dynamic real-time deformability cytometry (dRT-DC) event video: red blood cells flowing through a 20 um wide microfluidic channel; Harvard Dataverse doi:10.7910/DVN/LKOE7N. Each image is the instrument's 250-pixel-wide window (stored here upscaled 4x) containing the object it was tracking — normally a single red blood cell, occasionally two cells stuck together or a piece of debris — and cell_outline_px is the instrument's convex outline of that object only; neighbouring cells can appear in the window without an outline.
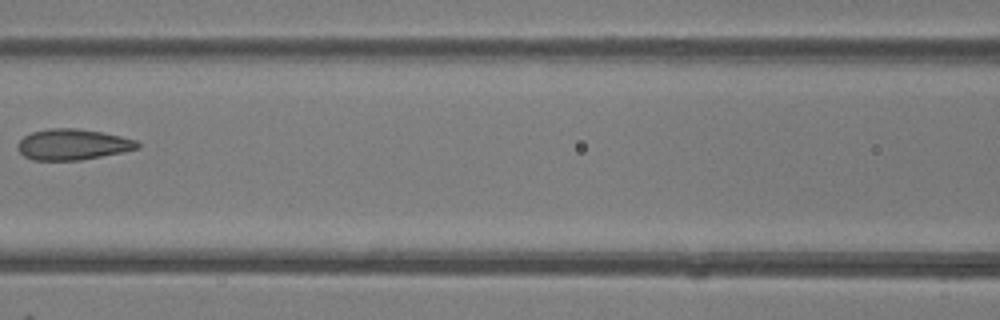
{"species": "common noctule bat (a hibernating species)", "species_latin": "Nyctalus noctula", "temperature_condition": "room temperature", "stored_images_in_passage": 7, "camera_frame_rate_fps": 3000, "um_per_image_px": 0.085, "animal": {"sex": "female"}, "frame": {"image": 1, "passage_image": 6, "time_ms": 6.667, "image_size_px": [1000, 320], "cell_outline_px": [[140, 148], [80, 160], [32, 160], [24, 156], [16, 148], [16, 144], [24, 136], [32, 132], [48, 128], [76, 128], [104, 132], [136, 140], [140, 144]], "centroid_in_image_um": [6.15, 12.27], "position_along_channel_um": 160.5, "area_um2": 21.56}}
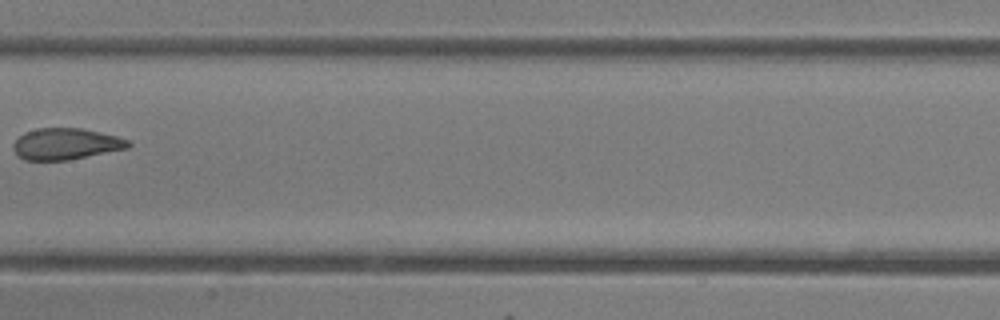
{"frame": {"image": 2, "passage_image": 7, "time_ms": 7.667, "image_size_px": [1000, 320], "cell_outline_px": [[132, 144], [128, 148], [68, 160], [24, 160], [16, 156], [12, 148], [12, 144], [24, 132], [36, 128], [80, 128], [100, 132], [132, 140]], "centroid_in_image_um": [5.58, 12.23], "position_along_channel_um": 201.8, "area_um2": 21.21}}